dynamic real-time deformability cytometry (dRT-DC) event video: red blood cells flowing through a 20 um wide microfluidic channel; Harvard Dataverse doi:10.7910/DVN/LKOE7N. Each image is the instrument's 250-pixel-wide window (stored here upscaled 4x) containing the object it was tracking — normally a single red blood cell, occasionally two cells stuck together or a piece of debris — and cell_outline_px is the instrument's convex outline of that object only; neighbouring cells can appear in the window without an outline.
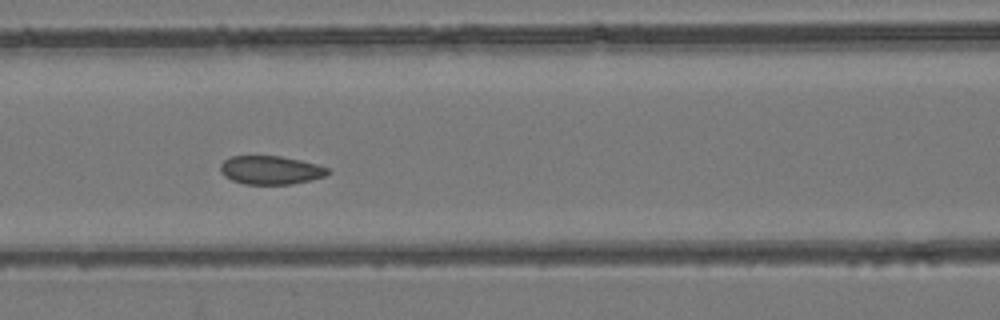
{"species": "common noctule bat (a hibernating species)", "species_latin": "Nyctalus noctula", "temperature_condition": "room temperature", "stored_images_in_passage": 7, "camera_frame_rate_fps": 3000, "um_per_image_px": 0.085, "animal": {"sex": "female", "body_mass_g": 24.6, "forearm_length_mm": 56.2}, "frame": {"image": 1, "passage_image": 6, "time_ms": 1.667, "image_size_px": [1000, 320], "cell_outline_px": [[332, 172], [324, 176], [312, 180], [292, 184], [244, 184], [232, 180], [224, 176], [220, 172], [220, 164], [224, 160], [232, 156], [280, 156], [300, 160], [316, 164], [328, 168]], "centroid_in_image_um": [23.0, 14.46], "position_along_channel_um": 143.6, "area_um2": 17.92}}
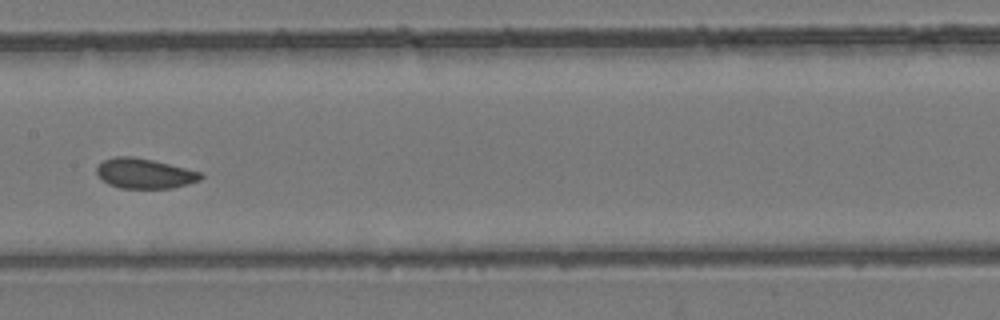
{"frame": {"image": 2, "passage_image": 7, "time_ms": 2.0, "image_size_px": [1000, 320], "cell_outline_px": [[204, 176], [200, 180], [188, 184], [172, 188], [120, 188], [108, 184], [96, 172], [96, 168], [104, 160], [116, 156], [132, 156], [152, 160], [200, 172]], "centroid_in_image_um": [12.28, 14.75], "position_along_channel_um": 195.1, "area_um2": 17.98}}